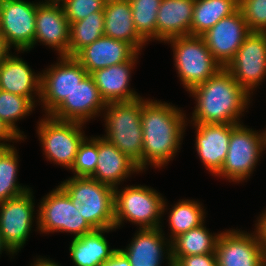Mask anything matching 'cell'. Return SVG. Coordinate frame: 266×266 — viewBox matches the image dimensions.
Returning <instances> with one entry per match:
<instances>
[{"mask_svg": "<svg viewBox=\"0 0 266 266\" xmlns=\"http://www.w3.org/2000/svg\"><path fill=\"white\" fill-rule=\"evenodd\" d=\"M185 119V113L170 103L142 99V170L148 165L160 168L172 160L180 148Z\"/></svg>", "mask_w": 266, "mask_h": 266, "instance_id": "obj_1", "label": "cell"}, {"mask_svg": "<svg viewBox=\"0 0 266 266\" xmlns=\"http://www.w3.org/2000/svg\"><path fill=\"white\" fill-rule=\"evenodd\" d=\"M191 94L197 102L191 122L203 124H240L251 96L226 68L193 88Z\"/></svg>", "mask_w": 266, "mask_h": 266, "instance_id": "obj_2", "label": "cell"}, {"mask_svg": "<svg viewBox=\"0 0 266 266\" xmlns=\"http://www.w3.org/2000/svg\"><path fill=\"white\" fill-rule=\"evenodd\" d=\"M60 186L81 208L94 230L115 229L114 188L91 177L73 176Z\"/></svg>", "mask_w": 266, "mask_h": 266, "instance_id": "obj_3", "label": "cell"}, {"mask_svg": "<svg viewBox=\"0 0 266 266\" xmlns=\"http://www.w3.org/2000/svg\"><path fill=\"white\" fill-rule=\"evenodd\" d=\"M103 111L106 122L104 138L142 170V97L131 102L108 103Z\"/></svg>", "mask_w": 266, "mask_h": 266, "instance_id": "obj_4", "label": "cell"}, {"mask_svg": "<svg viewBox=\"0 0 266 266\" xmlns=\"http://www.w3.org/2000/svg\"><path fill=\"white\" fill-rule=\"evenodd\" d=\"M120 190V191H119ZM114 188L115 229L128 220L139 229L159 228L166 202L160 193L148 186Z\"/></svg>", "mask_w": 266, "mask_h": 266, "instance_id": "obj_5", "label": "cell"}, {"mask_svg": "<svg viewBox=\"0 0 266 266\" xmlns=\"http://www.w3.org/2000/svg\"><path fill=\"white\" fill-rule=\"evenodd\" d=\"M169 42L178 76L189 92L223 68L212 56L202 36H180L166 41Z\"/></svg>", "mask_w": 266, "mask_h": 266, "instance_id": "obj_6", "label": "cell"}, {"mask_svg": "<svg viewBox=\"0 0 266 266\" xmlns=\"http://www.w3.org/2000/svg\"><path fill=\"white\" fill-rule=\"evenodd\" d=\"M37 210V229L43 233H73V238L91 233L94 229L82 216L81 208L59 185L40 201Z\"/></svg>", "mask_w": 266, "mask_h": 266, "instance_id": "obj_7", "label": "cell"}, {"mask_svg": "<svg viewBox=\"0 0 266 266\" xmlns=\"http://www.w3.org/2000/svg\"><path fill=\"white\" fill-rule=\"evenodd\" d=\"M263 149L265 150V132L259 133L241 123L231 124L227 155L221 171L216 176L236 183L249 179Z\"/></svg>", "mask_w": 266, "mask_h": 266, "instance_id": "obj_8", "label": "cell"}, {"mask_svg": "<svg viewBox=\"0 0 266 266\" xmlns=\"http://www.w3.org/2000/svg\"><path fill=\"white\" fill-rule=\"evenodd\" d=\"M37 134L45 156L50 162L71 169L78 148L86 138L83 123L58 120L50 115L38 122Z\"/></svg>", "mask_w": 266, "mask_h": 266, "instance_id": "obj_9", "label": "cell"}, {"mask_svg": "<svg viewBox=\"0 0 266 266\" xmlns=\"http://www.w3.org/2000/svg\"><path fill=\"white\" fill-rule=\"evenodd\" d=\"M37 4L25 0L0 1V34L17 52L33 48Z\"/></svg>", "mask_w": 266, "mask_h": 266, "instance_id": "obj_10", "label": "cell"}, {"mask_svg": "<svg viewBox=\"0 0 266 266\" xmlns=\"http://www.w3.org/2000/svg\"><path fill=\"white\" fill-rule=\"evenodd\" d=\"M60 61L41 73V102L50 115L88 75L74 56H59Z\"/></svg>", "mask_w": 266, "mask_h": 266, "instance_id": "obj_11", "label": "cell"}, {"mask_svg": "<svg viewBox=\"0 0 266 266\" xmlns=\"http://www.w3.org/2000/svg\"><path fill=\"white\" fill-rule=\"evenodd\" d=\"M226 69L251 94L266 76V32L251 31Z\"/></svg>", "mask_w": 266, "mask_h": 266, "instance_id": "obj_12", "label": "cell"}, {"mask_svg": "<svg viewBox=\"0 0 266 266\" xmlns=\"http://www.w3.org/2000/svg\"><path fill=\"white\" fill-rule=\"evenodd\" d=\"M31 190L0 203V234L15 254L26 243L33 224L34 200Z\"/></svg>", "mask_w": 266, "mask_h": 266, "instance_id": "obj_13", "label": "cell"}, {"mask_svg": "<svg viewBox=\"0 0 266 266\" xmlns=\"http://www.w3.org/2000/svg\"><path fill=\"white\" fill-rule=\"evenodd\" d=\"M250 33L251 30L238 8L231 15L220 19L202 37L214 59L226 68Z\"/></svg>", "mask_w": 266, "mask_h": 266, "instance_id": "obj_14", "label": "cell"}, {"mask_svg": "<svg viewBox=\"0 0 266 266\" xmlns=\"http://www.w3.org/2000/svg\"><path fill=\"white\" fill-rule=\"evenodd\" d=\"M218 266H266V255L255 233L221 232L216 244Z\"/></svg>", "mask_w": 266, "mask_h": 266, "instance_id": "obj_15", "label": "cell"}, {"mask_svg": "<svg viewBox=\"0 0 266 266\" xmlns=\"http://www.w3.org/2000/svg\"><path fill=\"white\" fill-rule=\"evenodd\" d=\"M106 105L94 79L88 74L50 116L58 120L85 124L90 118L93 119L103 112Z\"/></svg>", "mask_w": 266, "mask_h": 266, "instance_id": "obj_16", "label": "cell"}, {"mask_svg": "<svg viewBox=\"0 0 266 266\" xmlns=\"http://www.w3.org/2000/svg\"><path fill=\"white\" fill-rule=\"evenodd\" d=\"M70 23L61 4H37L34 44L42 42L60 56H68Z\"/></svg>", "mask_w": 266, "mask_h": 266, "instance_id": "obj_17", "label": "cell"}, {"mask_svg": "<svg viewBox=\"0 0 266 266\" xmlns=\"http://www.w3.org/2000/svg\"><path fill=\"white\" fill-rule=\"evenodd\" d=\"M196 127L195 147L199 158L212 175H217L225 161L231 124L193 123Z\"/></svg>", "mask_w": 266, "mask_h": 266, "instance_id": "obj_18", "label": "cell"}, {"mask_svg": "<svg viewBox=\"0 0 266 266\" xmlns=\"http://www.w3.org/2000/svg\"><path fill=\"white\" fill-rule=\"evenodd\" d=\"M162 232L161 227L138 229L131 244L126 249L119 250L127 257L131 266H161L164 256L168 261V266H173L171 241H165ZM165 247H167L166 250Z\"/></svg>", "mask_w": 266, "mask_h": 266, "instance_id": "obj_19", "label": "cell"}, {"mask_svg": "<svg viewBox=\"0 0 266 266\" xmlns=\"http://www.w3.org/2000/svg\"><path fill=\"white\" fill-rule=\"evenodd\" d=\"M137 53L138 51L125 41L102 36L85 46L74 57L88 74H91L98 69L130 61Z\"/></svg>", "mask_w": 266, "mask_h": 266, "instance_id": "obj_20", "label": "cell"}, {"mask_svg": "<svg viewBox=\"0 0 266 266\" xmlns=\"http://www.w3.org/2000/svg\"><path fill=\"white\" fill-rule=\"evenodd\" d=\"M138 55L139 52L130 61L98 69L90 74L106 104L131 102L141 98L129 86L131 70Z\"/></svg>", "mask_w": 266, "mask_h": 266, "instance_id": "obj_21", "label": "cell"}, {"mask_svg": "<svg viewBox=\"0 0 266 266\" xmlns=\"http://www.w3.org/2000/svg\"><path fill=\"white\" fill-rule=\"evenodd\" d=\"M141 171L138 165L115 145L98 136V160L91 178L116 188L131 173L137 174Z\"/></svg>", "mask_w": 266, "mask_h": 266, "instance_id": "obj_22", "label": "cell"}, {"mask_svg": "<svg viewBox=\"0 0 266 266\" xmlns=\"http://www.w3.org/2000/svg\"><path fill=\"white\" fill-rule=\"evenodd\" d=\"M195 0H162L157 13L156 40L191 35Z\"/></svg>", "mask_w": 266, "mask_h": 266, "instance_id": "obj_23", "label": "cell"}, {"mask_svg": "<svg viewBox=\"0 0 266 266\" xmlns=\"http://www.w3.org/2000/svg\"><path fill=\"white\" fill-rule=\"evenodd\" d=\"M2 91L29 98L35 104V95L41 98V73L35 74L28 64L11 54L0 65Z\"/></svg>", "mask_w": 266, "mask_h": 266, "instance_id": "obj_24", "label": "cell"}, {"mask_svg": "<svg viewBox=\"0 0 266 266\" xmlns=\"http://www.w3.org/2000/svg\"><path fill=\"white\" fill-rule=\"evenodd\" d=\"M104 36L131 44L138 52L145 40L135 29L129 0H106L104 5Z\"/></svg>", "mask_w": 266, "mask_h": 266, "instance_id": "obj_25", "label": "cell"}, {"mask_svg": "<svg viewBox=\"0 0 266 266\" xmlns=\"http://www.w3.org/2000/svg\"><path fill=\"white\" fill-rule=\"evenodd\" d=\"M114 229L94 230L78 238H73L69 251L75 266H100L110 259L118 249H110L104 233Z\"/></svg>", "mask_w": 266, "mask_h": 266, "instance_id": "obj_26", "label": "cell"}, {"mask_svg": "<svg viewBox=\"0 0 266 266\" xmlns=\"http://www.w3.org/2000/svg\"><path fill=\"white\" fill-rule=\"evenodd\" d=\"M220 233L211 234L204 223L171 241V258L173 264L182 256L216 254V244Z\"/></svg>", "mask_w": 266, "mask_h": 266, "instance_id": "obj_27", "label": "cell"}, {"mask_svg": "<svg viewBox=\"0 0 266 266\" xmlns=\"http://www.w3.org/2000/svg\"><path fill=\"white\" fill-rule=\"evenodd\" d=\"M239 0H195L191 35L202 36L220 19L234 13Z\"/></svg>", "mask_w": 266, "mask_h": 266, "instance_id": "obj_28", "label": "cell"}, {"mask_svg": "<svg viewBox=\"0 0 266 266\" xmlns=\"http://www.w3.org/2000/svg\"><path fill=\"white\" fill-rule=\"evenodd\" d=\"M104 36V11L90 13L72 22L69 32L68 56H75L85 46Z\"/></svg>", "mask_w": 266, "mask_h": 266, "instance_id": "obj_29", "label": "cell"}, {"mask_svg": "<svg viewBox=\"0 0 266 266\" xmlns=\"http://www.w3.org/2000/svg\"><path fill=\"white\" fill-rule=\"evenodd\" d=\"M170 241L205 223V210L194 200H180L169 212Z\"/></svg>", "mask_w": 266, "mask_h": 266, "instance_id": "obj_30", "label": "cell"}, {"mask_svg": "<svg viewBox=\"0 0 266 266\" xmlns=\"http://www.w3.org/2000/svg\"><path fill=\"white\" fill-rule=\"evenodd\" d=\"M14 146L0 148V203L30 190L17 182L18 155Z\"/></svg>", "mask_w": 266, "mask_h": 266, "instance_id": "obj_31", "label": "cell"}, {"mask_svg": "<svg viewBox=\"0 0 266 266\" xmlns=\"http://www.w3.org/2000/svg\"><path fill=\"white\" fill-rule=\"evenodd\" d=\"M162 0H129L136 31L146 41L156 40L157 13Z\"/></svg>", "mask_w": 266, "mask_h": 266, "instance_id": "obj_32", "label": "cell"}, {"mask_svg": "<svg viewBox=\"0 0 266 266\" xmlns=\"http://www.w3.org/2000/svg\"><path fill=\"white\" fill-rule=\"evenodd\" d=\"M36 104L29 98L0 90V119L4 121L22 140L25 135L17 128V120L30 114Z\"/></svg>", "mask_w": 266, "mask_h": 266, "instance_id": "obj_33", "label": "cell"}, {"mask_svg": "<svg viewBox=\"0 0 266 266\" xmlns=\"http://www.w3.org/2000/svg\"><path fill=\"white\" fill-rule=\"evenodd\" d=\"M98 160V136L87 137L82 141L78 148L75 161L71 170L74 176L77 177H91L95 170Z\"/></svg>", "mask_w": 266, "mask_h": 266, "instance_id": "obj_34", "label": "cell"}, {"mask_svg": "<svg viewBox=\"0 0 266 266\" xmlns=\"http://www.w3.org/2000/svg\"><path fill=\"white\" fill-rule=\"evenodd\" d=\"M238 8L251 31L266 32V0H239Z\"/></svg>", "mask_w": 266, "mask_h": 266, "instance_id": "obj_35", "label": "cell"}, {"mask_svg": "<svg viewBox=\"0 0 266 266\" xmlns=\"http://www.w3.org/2000/svg\"><path fill=\"white\" fill-rule=\"evenodd\" d=\"M106 0H63L60 4L69 23L84 19L90 13L104 11Z\"/></svg>", "mask_w": 266, "mask_h": 266, "instance_id": "obj_36", "label": "cell"}, {"mask_svg": "<svg viewBox=\"0 0 266 266\" xmlns=\"http://www.w3.org/2000/svg\"><path fill=\"white\" fill-rule=\"evenodd\" d=\"M173 266H218V264L216 254H201L182 256Z\"/></svg>", "mask_w": 266, "mask_h": 266, "instance_id": "obj_37", "label": "cell"}, {"mask_svg": "<svg viewBox=\"0 0 266 266\" xmlns=\"http://www.w3.org/2000/svg\"><path fill=\"white\" fill-rule=\"evenodd\" d=\"M22 140L4 121L0 119V148L11 147L6 141ZM3 141V142H1ZM6 144H5V143Z\"/></svg>", "mask_w": 266, "mask_h": 266, "instance_id": "obj_38", "label": "cell"}, {"mask_svg": "<svg viewBox=\"0 0 266 266\" xmlns=\"http://www.w3.org/2000/svg\"><path fill=\"white\" fill-rule=\"evenodd\" d=\"M258 222L256 225L255 233L258 237L259 243L262 247L266 255V210L260 214L259 218L257 219Z\"/></svg>", "mask_w": 266, "mask_h": 266, "instance_id": "obj_39", "label": "cell"}, {"mask_svg": "<svg viewBox=\"0 0 266 266\" xmlns=\"http://www.w3.org/2000/svg\"><path fill=\"white\" fill-rule=\"evenodd\" d=\"M100 266H131L127 257L118 249L113 256Z\"/></svg>", "mask_w": 266, "mask_h": 266, "instance_id": "obj_40", "label": "cell"}, {"mask_svg": "<svg viewBox=\"0 0 266 266\" xmlns=\"http://www.w3.org/2000/svg\"><path fill=\"white\" fill-rule=\"evenodd\" d=\"M10 47L7 45L5 38L0 34V65L11 54Z\"/></svg>", "mask_w": 266, "mask_h": 266, "instance_id": "obj_41", "label": "cell"}, {"mask_svg": "<svg viewBox=\"0 0 266 266\" xmlns=\"http://www.w3.org/2000/svg\"><path fill=\"white\" fill-rule=\"evenodd\" d=\"M31 266H60L58 263H55L54 261H51L50 259L46 258H37L36 261H34V264H31Z\"/></svg>", "mask_w": 266, "mask_h": 266, "instance_id": "obj_42", "label": "cell"}, {"mask_svg": "<svg viewBox=\"0 0 266 266\" xmlns=\"http://www.w3.org/2000/svg\"><path fill=\"white\" fill-rule=\"evenodd\" d=\"M2 250L6 251V252L8 251L9 254L11 253L12 255H14V254L10 251V249L4 244V241H3L2 236H1V234H0V254L2 253Z\"/></svg>", "mask_w": 266, "mask_h": 266, "instance_id": "obj_43", "label": "cell"}, {"mask_svg": "<svg viewBox=\"0 0 266 266\" xmlns=\"http://www.w3.org/2000/svg\"><path fill=\"white\" fill-rule=\"evenodd\" d=\"M45 1L44 2L42 1V3L60 4L63 0H45Z\"/></svg>", "mask_w": 266, "mask_h": 266, "instance_id": "obj_44", "label": "cell"}, {"mask_svg": "<svg viewBox=\"0 0 266 266\" xmlns=\"http://www.w3.org/2000/svg\"><path fill=\"white\" fill-rule=\"evenodd\" d=\"M265 148H266V129H265Z\"/></svg>", "mask_w": 266, "mask_h": 266, "instance_id": "obj_45", "label": "cell"}]
</instances>
